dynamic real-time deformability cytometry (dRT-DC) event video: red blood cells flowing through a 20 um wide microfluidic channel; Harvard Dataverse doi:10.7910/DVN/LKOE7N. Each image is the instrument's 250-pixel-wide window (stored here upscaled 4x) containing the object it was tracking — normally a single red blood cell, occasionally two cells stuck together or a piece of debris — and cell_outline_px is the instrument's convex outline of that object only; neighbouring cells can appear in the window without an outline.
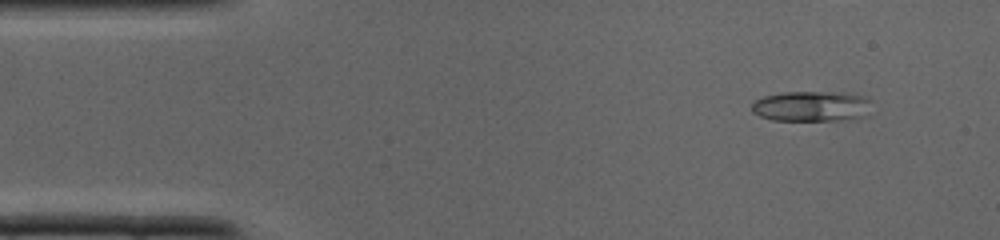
{"species": "common noctule bat (a hibernating species)", "species_latin": "Nyctalus noctula", "temperature_condition": "cold", "stored_images_in_passage": 35, "camera_frame_rate_fps": 3000, "um_per_image_px": 0.085, "animal": {"sex": "male", "body_mass_g": 19.0, "forearm_length_mm": 50.8}, "frame": {"image": 1, "passage_image": 2, "time_ms": 0.333, "image_size_px": [1000, 240], "cell_outline_px": [[872, 100], [864, 116], [832, 120], [772, 120], [760, 116], [752, 112], [752, 104], [756, 100], [764, 96], [784, 92], [848, 92], [868, 96]], "centroid_in_image_um": [68.99, 9.01], "position_along_channel_um": 16.0, "area_um2": 21.21}}
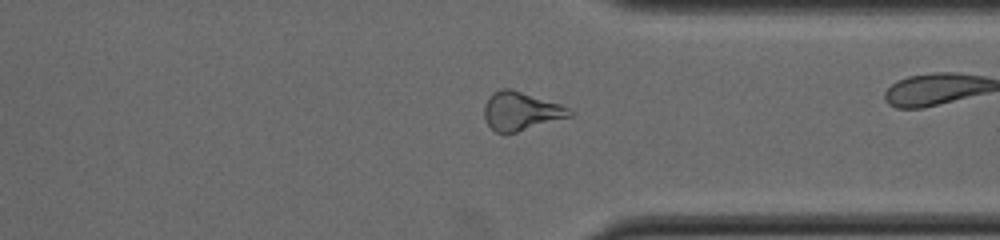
{"frame": {"image": 2, "passage_image": 26, "time_ms": 8.333, "image_size_px": [1000, 240], "cell_outline_px": [[572, 116], [516, 132], [496, 132], [488, 124], [484, 116], [484, 104], [492, 92], [500, 88], [512, 88], [560, 104], [568, 108], [572, 112]], "centroid_in_image_um": [44.25, 9.42], "position_along_channel_um": 367.1, "area_um2": 19.02}}
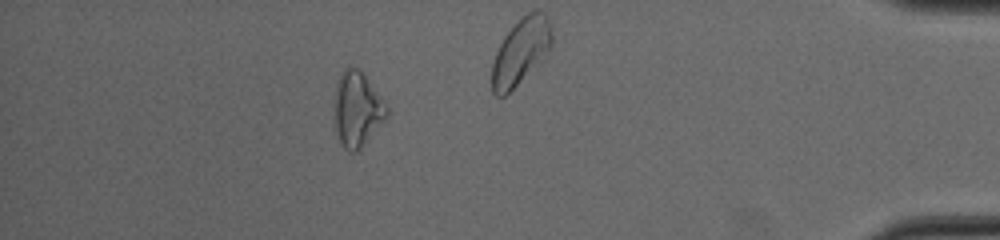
{"frame": {"image": 3, "passage_image": 31, "time_ms": 10.0, "image_size_px": [1000, 240], "cell_outline_px": [[388, 116], [360, 148], [356, 152], [352, 152], [344, 148], [340, 144], [336, 132], [336, 84], [340, 72], [344, 68], [360, 68], [380, 96], [388, 108]], "centroid_in_image_um": [30.37, 9.27], "position_along_channel_um": 404.8, "area_um2": 22.43}}